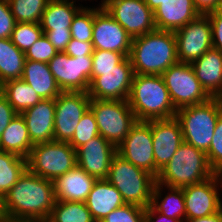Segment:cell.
Wrapping results in <instances>:
<instances>
[{
    "label": "cell",
    "mask_w": 222,
    "mask_h": 222,
    "mask_svg": "<svg viewBox=\"0 0 222 222\" xmlns=\"http://www.w3.org/2000/svg\"><path fill=\"white\" fill-rule=\"evenodd\" d=\"M218 174H219L221 182H222V170L220 172H218Z\"/></svg>",
    "instance_id": "obj_53"
},
{
    "label": "cell",
    "mask_w": 222,
    "mask_h": 222,
    "mask_svg": "<svg viewBox=\"0 0 222 222\" xmlns=\"http://www.w3.org/2000/svg\"><path fill=\"white\" fill-rule=\"evenodd\" d=\"M48 65L62 92L88 91L93 67L92 56L73 57L58 52Z\"/></svg>",
    "instance_id": "obj_10"
},
{
    "label": "cell",
    "mask_w": 222,
    "mask_h": 222,
    "mask_svg": "<svg viewBox=\"0 0 222 222\" xmlns=\"http://www.w3.org/2000/svg\"><path fill=\"white\" fill-rule=\"evenodd\" d=\"M48 222H95L85 202L56 201Z\"/></svg>",
    "instance_id": "obj_32"
},
{
    "label": "cell",
    "mask_w": 222,
    "mask_h": 222,
    "mask_svg": "<svg viewBox=\"0 0 222 222\" xmlns=\"http://www.w3.org/2000/svg\"><path fill=\"white\" fill-rule=\"evenodd\" d=\"M193 3L200 14L222 9V0H193Z\"/></svg>",
    "instance_id": "obj_46"
},
{
    "label": "cell",
    "mask_w": 222,
    "mask_h": 222,
    "mask_svg": "<svg viewBox=\"0 0 222 222\" xmlns=\"http://www.w3.org/2000/svg\"><path fill=\"white\" fill-rule=\"evenodd\" d=\"M179 62L192 63L212 46V28L207 14H200L194 20L174 32Z\"/></svg>",
    "instance_id": "obj_11"
},
{
    "label": "cell",
    "mask_w": 222,
    "mask_h": 222,
    "mask_svg": "<svg viewBox=\"0 0 222 222\" xmlns=\"http://www.w3.org/2000/svg\"><path fill=\"white\" fill-rule=\"evenodd\" d=\"M56 202L53 181L28 169L4 196L7 217L46 221Z\"/></svg>",
    "instance_id": "obj_1"
},
{
    "label": "cell",
    "mask_w": 222,
    "mask_h": 222,
    "mask_svg": "<svg viewBox=\"0 0 222 222\" xmlns=\"http://www.w3.org/2000/svg\"><path fill=\"white\" fill-rule=\"evenodd\" d=\"M117 148L98 135L76 150L77 166L92 177L106 179Z\"/></svg>",
    "instance_id": "obj_19"
},
{
    "label": "cell",
    "mask_w": 222,
    "mask_h": 222,
    "mask_svg": "<svg viewBox=\"0 0 222 222\" xmlns=\"http://www.w3.org/2000/svg\"><path fill=\"white\" fill-rule=\"evenodd\" d=\"M125 56L122 53L107 50H94L92 54L91 81L98 76V70L114 69Z\"/></svg>",
    "instance_id": "obj_38"
},
{
    "label": "cell",
    "mask_w": 222,
    "mask_h": 222,
    "mask_svg": "<svg viewBox=\"0 0 222 222\" xmlns=\"http://www.w3.org/2000/svg\"><path fill=\"white\" fill-rule=\"evenodd\" d=\"M75 1H76V0H75ZM101 2H102V3H100L99 7H103L104 4H105V2H106V0H101Z\"/></svg>",
    "instance_id": "obj_52"
},
{
    "label": "cell",
    "mask_w": 222,
    "mask_h": 222,
    "mask_svg": "<svg viewBox=\"0 0 222 222\" xmlns=\"http://www.w3.org/2000/svg\"><path fill=\"white\" fill-rule=\"evenodd\" d=\"M94 7H82L74 16L70 27L71 37L79 41L92 42Z\"/></svg>",
    "instance_id": "obj_35"
},
{
    "label": "cell",
    "mask_w": 222,
    "mask_h": 222,
    "mask_svg": "<svg viewBox=\"0 0 222 222\" xmlns=\"http://www.w3.org/2000/svg\"><path fill=\"white\" fill-rule=\"evenodd\" d=\"M7 217L5 207H4V196L0 194V222Z\"/></svg>",
    "instance_id": "obj_50"
},
{
    "label": "cell",
    "mask_w": 222,
    "mask_h": 222,
    "mask_svg": "<svg viewBox=\"0 0 222 222\" xmlns=\"http://www.w3.org/2000/svg\"><path fill=\"white\" fill-rule=\"evenodd\" d=\"M57 53L56 48L43 33L39 40L25 52V59L48 63Z\"/></svg>",
    "instance_id": "obj_39"
},
{
    "label": "cell",
    "mask_w": 222,
    "mask_h": 222,
    "mask_svg": "<svg viewBox=\"0 0 222 222\" xmlns=\"http://www.w3.org/2000/svg\"><path fill=\"white\" fill-rule=\"evenodd\" d=\"M129 58L134 74L161 75L178 62L174 32L155 29L132 38Z\"/></svg>",
    "instance_id": "obj_2"
},
{
    "label": "cell",
    "mask_w": 222,
    "mask_h": 222,
    "mask_svg": "<svg viewBox=\"0 0 222 222\" xmlns=\"http://www.w3.org/2000/svg\"><path fill=\"white\" fill-rule=\"evenodd\" d=\"M0 91L18 114L41 101L36 91L22 79L5 82Z\"/></svg>",
    "instance_id": "obj_30"
},
{
    "label": "cell",
    "mask_w": 222,
    "mask_h": 222,
    "mask_svg": "<svg viewBox=\"0 0 222 222\" xmlns=\"http://www.w3.org/2000/svg\"><path fill=\"white\" fill-rule=\"evenodd\" d=\"M15 25L8 0H0V39L10 38Z\"/></svg>",
    "instance_id": "obj_41"
},
{
    "label": "cell",
    "mask_w": 222,
    "mask_h": 222,
    "mask_svg": "<svg viewBox=\"0 0 222 222\" xmlns=\"http://www.w3.org/2000/svg\"><path fill=\"white\" fill-rule=\"evenodd\" d=\"M25 60V52L19 50L10 38L0 39V86L21 79Z\"/></svg>",
    "instance_id": "obj_29"
},
{
    "label": "cell",
    "mask_w": 222,
    "mask_h": 222,
    "mask_svg": "<svg viewBox=\"0 0 222 222\" xmlns=\"http://www.w3.org/2000/svg\"><path fill=\"white\" fill-rule=\"evenodd\" d=\"M196 78L211 98L222 96V53L215 48L209 49L191 63Z\"/></svg>",
    "instance_id": "obj_23"
},
{
    "label": "cell",
    "mask_w": 222,
    "mask_h": 222,
    "mask_svg": "<svg viewBox=\"0 0 222 222\" xmlns=\"http://www.w3.org/2000/svg\"><path fill=\"white\" fill-rule=\"evenodd\" d=\"M145 222H183L182 220L167 217L156 211L151 205L145 208Z\"/></svg>",
    "instance_id": "obj_47"
},
{
    "label": "cell",
    "mask_w": 222,
    "mask_h": 222,
    "mask_svg": "<svg viewBox=\"0 0 222 222\" xmlns=\"http://www.w3.org/2000/svg\"><path fill=\"white\" fill-rule=\"evenodd\" d=\"M155 178L184 142L180 122L176 117L151 120Z\"/></svg>",
    "instance_id": "obj_18"
},
{
    "label": "cell",
    "mask_w": 222,
    "mask_h": 222,
    "mask_svg": "<svg viewBox=\"0 0 222 222\" xmlns=\"http://www.w3.org/2000/svg\"><path fill=\"white\" fill-rule=\"evenodd\" d=\"M89 108L94 113L99 134L116 148L137 122L127 100H90Z\"/></svg>",
    "instance_id": "obj_7"
},
{
    "label": "cell",
    "mask_w": 222,
    "mask_h": 222,
    "mask_svg": "<svg viewBox=\"0 0 222 222\" xmlns=\"http://www.w3.org/2000/svg\"><path fill=\"white\" fill-rule=\"evenodd\" d=\"M21 115L33 145L54 141L55 99H41Z\"/></svg>",
    "instance_id": "obj_20"
},
{
    "label": "cell",
    "mask_w": 222,
    "mask_h": 222,
    "mask_svg": "<svg viewBox=\"0 0 222 222\" xmlns=\"http://www.w3.org/2000/svg\"><path fill=\"white\" fill-rule=\"evenodd\" d=\"M127 101L137 121L176 116L177 109L161 75L134 74Z\"/></svg>",
    "instance_id": "obj_3"
},
{
    "label": "cell",
    "mask_w": 222,
    "mask_h": 222,
    "mask_svg": "<svg viewBox=\"0 0 222 222\" xmlns=\"http://www.w3.org/2000/svg\"><path fill=\"white\" fill-rule=\"evenodd\" d=\"M17 114L7 98L0 91V136Z\"/></svg>",
    "instance_id": "obj_44"
},
{
    "label": "cell",
    "mask_w": 222,
    "mask_h": 222,
    "mask_svg": "<svg viewBox=\"0 0 222 222\" xmlns=\"http://www.w3.org/2000/svg\"><path fill=\"white\" fill-rule=\"evenodd\" d=\"M1 222H37V221L36 220H31V219H19V218L6 217Z\"/></svg>",
    "instance_id": "obj_51"
},
{
    "label": "cell",
    "mask_w": 222,
    "mask_h": 222,
    "mask_svg": "<svg viewBox=\"0 0 222 222\" xmlns=\"http://www.w3.org/2000/svg\"><path fill=\"white\" fill-rule=\"evenodd\" d=\"M74 0H49L40 25L43 31H70L72 20L83 7Z\"/></svg>",
    "instance_id": "obj_26"
},
{
    "label": "cell",
    "mask_w": 222,
    "mask_h": 222,
    "mask_svg": "<svg viewBox=\"0 0 222 222\" xmlns=\"http://www.w3.org/2000/svg\"><path fill=\"white\" fill-rule=\"evenodd\" d=\"M94 51L92 42L79 41L71 38L64 52L73 57L92 56Z\"/></svg>",
    "instance_id": "obj_43"
},
{
    "label": "cell",
    "mask_w": 222,
    "mask_h": 222,
    "mask_svg": "<svg viewBox=\"0 0 222 222\" xmlns=\"http://www.w3.org/2000/svg\"><path fill=\"white\" fill-rule=\"evenodd\" d=\"M92 44L94 50L114 51L129 57L132 38L103 7L98 6L94 7Z\"/></svg>",
    "instance_id": "obj_17"
},
{
    "label": "cell",
    "mask_w": 222,
    "mask_h": 222,
    "mask_svg": "<svg viewBox=\"0 0 222 222\" xmlns=\"http://www.w3.org/2000/svg\"><path fill=\"white\" fill-rule=\"evenodd\" d=\"M163 187L166 188L168 193L162 199V195H164L162 194ZM150 205L167 217L179 219L183 222L185 220V202L182 188L169 187L156 181L153 186Z\"/></svg>",
    "instance_id": "obj_28"
},
{
    "label": "cell",
    "mask_w": 222,
    "mask_h": 222,
    "mask_svg": "<svg viewBox=\"0 0 222 222\" xmlns=\"http://www.w3.org/2000/svg\"><path fill=\"white\" fill-rule=\"evenodd\" d=\"M161 76L177 110L207 102L211 98L196 78L190 63L178 61L164 71Z\"/></svg>",
    "instance_id": "obj_9"
},
{
    "label": "cell",
    "mask_w": 222,
    "mask_h": 222,
    "mask_svg": "<svg viewBox=\"0 0 222 222\" xmlns=\"http://www.w3.org/2000/svg\"><path fill=\"white\" fill-rule=\"evenodd\" d=\"M21 79L30 85L41 99H55L62 92L48 63L25 60Z\"/></svg>",
    "instance_id": "obj_25"
},
{
    "label": "cell",
    "mask_w": 222,
    "mask_h": 222,
    "mask_svg": "<svg viewBox=\"0 0 222 222\" xmlns=\"http://www.w3.org/2000/svg\"><path fill=\"white\" fill-rule=\"evenodd\" d=\"M153 13L156 29L173 32L200 15L193 0H165Z\"/></svg>",
    "instance_id": "obj_22"
},
{
    "label": "cell",
    "mask_w": 222,
    "mask_h": 222,
    "mask_svg": "<svg viewBox=\"0 0 222 222\" xmlns=\"http://www.w3.org/2000/svg\"><path fill=\"white\" fill-rule=\"evenodd\" d=\"M215 174L206 153L183 142L168 164L160 170L156 181L169 187L183 188L202 183Z\"/></svg>",
    "instance_id": "obj_4"
},
{
    "label": "cell",
    "mask_w": 222,
    "mask_h": 222,
    "mask_svg": "<svg viewBox=\"0 0 222 222\" xmlns=\"http://www.w3.org/2000/svg\"><path fill=\"white\" fill-rule=\"evenodd\" d=\"M76 165V150L68 142L34 144L27 158V169L31 173L52 181Z\"/></svg>",
    "instance_id": "obj_8"
},
{
    "label": "cell",
    "mask_w": 222,
    "mask_h": 222,
    "mask_svg": "<svg viewBox=\"0 0 222 222\" xmlns=\"http://www.w3.org/2000/svg\"><path fill=\"white\" fill-rule=\"evenodd\" d=\"M103 8L131 38L142 36L156 29L154 13L144 0H106Z\"/></svg>",
    "instance_id": "obj_13"
},
{
    "label": "cell",
    "mask_w": 222,
    "mask_h": 222,
    "mask_svg": "<svg viewBox=\"0 0 222 222\" xmlns=\"http://www.w3.org/2000/svg\"><path fill=\"white\" fill-rule=\"evenodd\" d=\"M146 5L154 12L165 0H144Z\"/></svg>",
    "instance_id": "obj_49"
},
{
    "label": "cell",
    "mask_w": 222,
    "mask_h": 222,
    "mask_svg": "<svg viewBox=\"0 0 222 222\" xmlns=\"http://www.w3.org/2000/svg\"><path fill=\"white\" fill-rule=\"evenodd\" d=\"M151 120L137 121L117 147V154L155 177Z\"/></svg>",
    "instance_id": "obj_15"
},
{
    "label": "cell",
    "mask_w": 222,
    "mask_h": 222,
    "mask_svg": "<svg viewBox=\"0 0 222 222\" xmlns=\"http://www.w3.org/2000/svg\"><path fill=\"white\" fill-rule=\"evenodd\" d=\"M101 222H145V208L125 203L109 213Z\"/></svg>",
    "instance_id": "obj_37"
},
{
    "label": "cell",
    "mask_w": 222,
    "mask_h": 222,
    "mask_svg": "<svg viewBox=\"0 0 222 222\" xmlns=\"http://www.w3.org/2000/svg\"><path fill=\"white\" fill-rule=\"evenodd\" d=\"M43 33L58 52H64L72 38L70 31H43Z\"/></svg>",
    "instance_id": "obj_45"
},
{
    "label": "cell",
    "mask_w": 222,
    "mask_h": 222,
    "mask_svg": "<svg viewBox=\"0 0 222 222\" xmlns=\"http://www.w3.org/2000/svg\"><path fill=\"white\" fill-rule=\"evenodd\" d=\"M212 28V46L222 53V9L209 12Z\"/></svg>",
    "instance_id": "obj_42"
},
{
    "label": "cell",
    "mask_w": 222,
    "mask_h": 222,
    "mask_svg": "<svg viewBox=\"0 0 222 222\" xmlns=\"http://www.w3.org/2000/svg\"><path fill=\"white\" fill-rule=\"evenodd\" d=\"M95 222H101L109 213L125 204L121 193L106 179L96 180L85 201Z\"/></svg>",
    "instance_id": "obj_24"
},
{
    "label": "cell",
    "mask_w": 222,
    "mask_h": 222,
    "mask_svg": "<svg viewBox=\"0 0 222 222\" xmlns=\"http://www.w3.org/2000/svg\"><path fill=\"white\" fill-rule=\"evenodd\" d=\"M210 167L218 173L222 170V113L218 118L210 148L206 153Z\"/></svg>",
    "instance_id": "obj_40"
},
{
    "label": "cell",
    "mask_w": 222,
    "mask_h": 222,
    "mask_svg": "<svg viewBox=\"0 0 222 222\" xmlns=\"http://www.w3.org/2000/svg\"><path fill=\"white\" fill-rule=\"evenodd\" d=\"M32 147L26 122L21 114H17L0 136V150L27 159Z\"/></svg>",
    "instance_id": "obj_27"
},
{
    "label": "cell",
    "mask_w": 222,
    "mask_h": 222,
    "mask_svg": "<svg viewBox=\"0 0 222 222\" xmlns=\"http://www.w3.org/2000/svg\"><path fill=\"white\" fill-rule=\"evenodd\" d=\"M26 170V158L0 150V194L5 196Z\"/></svg>",
    "instance_id": "obj_31"
},
{
    "label": "cell",
    "mask_w": 222,
    "mask_h": 222,
    "mask_svg": "<svg viewBox=\"0 0 222 222\" xmlns=\"http://www.w3.org/2000/svg\"><path fill=\"white\" fill-rule=\"evenodd\" d=\"M100 135L94 113L90 108L82 115L72 139L68 142L75 150Z\"/></svg>",
    "instance_id": "obj_36"
},
{
    "label": "cell",
    "mask_w": 222,
    "mask_h": 222,
    "mask_svg": "<svg viewBox=\"0 0 222 222\" xmlns=\"http://www.w3.org/2000/svg\"><path fill=\"white\" fill-rule=\"evenodd\" d=\"M184 222H222V209L206 217L185 219Z\"/></svg>",
    "instance_id": "obj_48"
},
{
    "label": "cell",
    "mask_w": 222,
    "mask_h": 222,
    "mask_svg": "<svg viewBox=\"0 0 222 222\" xmlns=\"http://www.w3.org/2000/svg\"><path fill=\"white\" fill-rule=\"evenodd\" d=\"M220 189L222 182L218 173L202 183L183 187L185 219L206 217L220 211L222 209Z\"/></svg>",
    "instance_id": "obj_16"
},
{
    "label": "cell",
    "mask_w": 222,
    "mask_h": 222,
    "mask_svg": "<svg viewBox=\"0 0 222 222\" xmlns=\"http://www.w3.org/2000/svg\"><path fill=\"white\" fill-rule=\"evenodd\" d=\"M90 96L87 92H61L55 98L54 141L69 142L88 110Z\"/></svg>",
    "instance_id": "obj_14"
},
{
    "label": "cell",
    "mask_w": 222,
    "mask_h": 222,
    "mask_svg": "<svg viewBox=\"0 0 222 222\" xmlns=\"http://www.w3.org/2000/svg\"><path fill=\"white\" fill-rule=\"evenodd\" d=\"M96 180L76 165L53 180L56 201L85 202Z\"/></svg>",
    "instance_id": "obj_21"
},
{
    "label": "cell",
    "mask_w": 222,
    "mask_h": 222,
    "mask_svg": "<svg viewBox=\"0 0 222 222\" xmlns=\"http://www.w3.org/2000/svg\"><path fill=\"white\" fill-rule=\"evenodd\" d=\"M221 113L220 98H210L201 104L179 108L175 117L180 122L184 142L207 153Z\"/></svg>",
    "instance_id": "obj_5"
},
{
    "label": "cell",
    "mask_w": 222,
    "mask_h": 222,
    "mask_svg": "<svg viewBox=\"0 0 222 222\" xmlns=\"http://www.w3.org/2000/svg\"><path fill=\"white\" fill-rule=\"evenodd\" d=\"M120 193L126 204L143 208L151 204L156 178L116 154L111 161L106 178Z\"/></svg>",
    "instance_id": "obj_6"
},
{
    "label": "cell",
    "mask_w": 222,
    "mask_h": 222,
    "mask_svg": "<svg viewBox=\"0 0 222 222\" xmlns=\"http://www.w3.org/2000/svg\"><path fill=\"white\" fill-rule=\"evenodd\" d=\"M49 0H8L16 22L40 23Z\"/></svg>",
    "instance_id": "obj_33"
},
{
    "label": "cell",
    "mask_w": 222,
    "mask_h": 222,
    "mask_svg": "<svg viewBox=\"0 0 222 222\" xmlns=\"http://www.w3.org/2000/svg\"><path fill=\"white\" fill-rule=\"evenodd\" d=\"M134 76L129 57H125L114 69L98 70L89 85L88 95L98 100H127Z\"/></svg>",
    "instance_id": "obj_12"
},
{
    "label": "cell",
    "mask_w": 222,
    "mask_h": 222,
    "mask_svg": "<svg viewBox=\"0 0 222 222\" xmlns=\"http://www.w3.org/2000/svg\"><path fill=\"white\" fill-rule=\"evenodd\" d=\"M42 34L40 23L16 22L10 39L19 50L26 52Z\"/></svg>",
    "instance_id": "obj_34"
}]
</instances>
